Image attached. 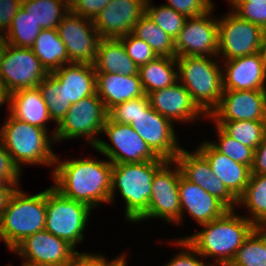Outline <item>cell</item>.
<instances>
[{"mask_svg":"<svg viewBox=\"0 0 266 266\" xmlns=\"http://www.w3.org/2000/svg\"><path fill=\"white\" fill-rule=\"evenodd\" d=\"M56 157L53 181L63 196L87 204L91 209L99 203H110L113 164L92 159L58 160Z\"/></svg>","mask_w":266,"mask_h":266,"instance_id":"cell-1","label":"cell"},{"mask_svg":"<svg viewBox=\"0 0 266 266\" xmlns=\"http://www.w3.org/2000/svg\"><path fill=\"white\" fill-rule=\"evenodd\" d=\"M200 226L204 227L203 230L184 239L202 259L216 257V263L211 266H229L238 248L255 228L252 222L237 215L234 209H229L221 217Z\"/></svg>","mask_w":266,"mask_h":266,"instance_id":"cell-2","label":"cell"},{"mask_svg":"<svg viewBox=\"0 0 266 266\" xmlns=\"http://www.w3.org/2000/svg\"><path fill=\"white\" fill-rule=\"evenodd\" d=\"M167 162L159 158L139 163L113 164L110 203L116 189L125 200V217L134 223L147 211L155 173Z\"/></svg>","mask_w":266,"mask_h":266,"instance_id":"cell-3","label":"cell"},{"mask_svg":"<svg viewBox=\"0 0 266 266\" xmlns=\"http://www.w3.org/2000/svg\"><path fill=\"white\" fill-rule=\"evenodd\" d=\"M0 129V139L11 155L14 164L55 165L56 157L52 151L55 138L48 137V130L16 119L10 113Z\"/></svg>","mask_w":266,"mask_h":266,"instance_id":"cell-4","label":"cell"},{"mask_svg":"<svg viewBox=\"0 0 266 266\" xmlns=\"http://www.w3.org/2000/svg\"><path fill=\"white\" fill-rule=\"evenodd\" d=\"M178 80L193 102L208 117L219 105L223 94V71L210 56H179Z\"/></svg>","mask_w":266,"mask_h":266,"instance_id":"cell-5","label":"cell"},{"mask_svg":"<svg viewBox=\"0 0 266 266\" xmlns=\"http://www.w3.org/2000/svg\"><path fill=\"white\" fill-rule=\"evenodd\" d=\"M1 233L8 250L25 237L45 229L46 190L35 195L16 190L0 216Z\"/></svg>","mask_w":266,"mask_h":266,"instance_id":"cell-6","label":"cell"},{"mask_svg":"<svg viewBox=\"0 0 266 266\" xmlns=\"http://www.w3.org/2000/svg\"><path fill=\"white\" fill-rule=\"evenodd\" d=\"M91 210L87 204L69 199L51 186L46 190L45 230L75 248L84 239Z\"/></svg>","mask_w":266,"mask_h":266,"instance_id":"cell-7","label":"cell"},{"mask_svg":"<svg viewBox=\"0 0 266 266\" xmlns=\"http://www.w3.org/2000/svg\"><path fill=\"white\" fill-rule=\"evenodd\" d=\"M107 118L108 111L96 93L71 104L52 136L55 142L84 136L94 148L100 140L95 135L102 132Z\"/></svg>","mask_w":266,"mask_h":266,"instance_id":"cell-8","label":"cell"},{"mask_svg":"<svg viewBox=\"0 0 266 266\" xmlns=\"http://www.w3.org/2000/svg\"><path fill=\"white\" fill-rule=\"evenodd\" d=\"M266 31L240 18L232 10L218 19V55L226 60L261 52ZM223 53V54H222Z\"/></svg>","mask_w":266,"mask_h":266,"instance_id":"cell-9","label":"cell"},{"mask_svg":"<svg viewBox=\"0 0 266 266\" xmlns=\"http://www.w3.org/2000/svg\"><path fill=\"white\" fill-rule=\"evenodd\" d=\"M48 74L31 48L4 42L0 82L8 95L20 89L36 88Z\"/></svg>","mask_w":266,"mask_h":266,"instance_id":"cell-10","label":"cell"},{"mask_svg":"<svg viewBox=\"0 0 266 266\" xmlns=\"http://www.w3.org/2000/svg\"><path fill=\"white\" fill-rule=\"evenodd\" d=\"M102 133L108 136L112 146L104 140H99L94 149L109 158L112 164L139 163L159 159L128 124H120L107 118Z\"/></svg>","mask_w":266,"mask_h":266,"instance_id":"cell-11","label":"cell"},{"mask_svg":"<svg viewBox=\"0 0 266 266\" xmlns=\"http://www.w3.org/2000/svg\"><path fill=\"white\" fill-rule=\"evenodd\" d=\"M172 164L176 165L175 169H170ZM179 179V165L175 161H167L155 173L148 209L136 222L154 217L163 218L171 224L177 223L181 219Z\"/></svg>","mask_w":266,"mask_h":266,"instance_id":"cell-12","label":"cell"},{"mask_svg":"<svg viewBox=\"0 0 266 266\" xmlns=\"http://www.w3.org/2000/svg\"><path fill=\"white\" fill-rule=\"evenodd\" d=\"M213 7L203 15L186 18L183 29L174 40L176 57L213 56L218 54V19L210 15ZM211 16V17H210Z\"/></svg>","mask_w":266,"mask_h":266,"instance_id":"cell-13","label":"cell"},{"mask_svg":"<svg viewBox=\"0 0 266 266\" xmlns=\"http://www.w3.org/2000/svg\"><path fill=\"white\" fill-rule=\"evenodd\" d=\"M57 31L66 46L69 63H94L101 38L92 20L69 12Z\"/></svg>","mask_w":266,"mask_h":266,"instance_id":"cell-14","label":"cell"},{"mask_svg":"<svg viewBox=\"0 0 266 266\" xmlns=\"http://www.w3.org/2000/svg\"><path fill=\"white\" fill-rule=\"evenodd\" d=\"M134 131L162 159L174 161L181 150L172 122L151 106L141 111L130 124Z\"/></svg>","mask_w":266,"mask_h":266,"instance_id":"cell-15","label":"cell"},{"mask_svg":"<svg viewBox=\"0 0 266 266\" xmlns=\"http://www.w3.org/2000/svg\"><path fill=\"white\" fill-rule=\"evenodd\" d=\"M12 251L26 262L41 266H64L77 252L71 244L45 229L25 237Z\"/></svg>","mask_w":266,"mask_h":266,"instance_id":"cell-16","label":"cell"},{"mask_svg":"<svg viewBox=\"0 0 266 266\" xmlns=\"http://www.w3.org/2000/svg\"><path fill=\"white\" fill-rule=\"evenodd\" d=\"M213 121H266V90H224Z\"/></svg>","mask_w":266,"mask_h":266,"instance_id":"cell-17","label":"cell"},{"mask_svg":"<svg viewBox=\"0 0 266 266\" xmlns=\"http://www.w3.org/2000/svg\"><path fill=\"white\" fill-rule=\"evenodd\" d=\"M174 161L187 180L217 197L229 209H235V204L238 205V199L213 174L207 159L197 149L191 153L181 148Z\"/></svg>","mask_w":266,"mask_h":266,"instance_id":"cell-18","label":"cell"},{"mask_svg":"<svg viewBox=\"0 0 266 266\" xmlns=\"http://www.w3.org/2000/svg\"><path fill=\"white\" fill-rule=\"evenodd\" d=\"M146 0H112L95 18L100 38H121L132 33L145 14Z\"/></svg>","mask_w":266,"mask_h":266,"instance_id":"cell-19","label":"cell"},{"mask_svg":"<svg viewBox=\"0 0 266 266\" xmlns=\"http://www.w3.org/2000/svg\"><path fill=\"white\" fill-rule=\"evenodd\" d=\"M150 106L171 122H194L205 114L193 102L190 93L177 81L171 86L156 90L148 95ZM174 120V121H173Z\"/></svg>","mask_w":266,"mask_h":266,"instance_id":"cell-20","label":"cell"},{"mask_svg":"<svg viewBox=\"0 0 266 266\" xmlns=\"http://www.w3.org/2000/svg\"><path fill=\"white\" fill-rule=\"evenodd\" d=\"M224 90H266V70L261 52L224 61Z\"/></svg>","mask_w":266,"mask_h":266,"instance_id":"cell-21","label":"cell"},{"mask_svg":"<svg viewBox=\"0 0 266 266\" xmlns=\"http://www.w3.org/2000/svg\"><path fill=\"white\" fill-rule=\"evenodd\" d=\"M179 196L181 207V219L182 221L183 211L187 210V213L198 221L199 225H203L213 221L224 215L229 208L217 197L211 195L206 190L202 189L195 183L187 180L181 173L179 179Z\"/></svg>","mask_w":266,"mask_h":266,"instance_id":"cell-22","label":"cell"},{"mask_svg":"<svg viewBox=\"0 0 266 266\" xmlns=\"http://www.w3.org/2000/svg\"><path fill=\"white\" fill-rule=\"evenodd\" d=\"M204 142L197 150L207 159L213 174L238 199L245 191L251 176V168L218 152L210 143Z\"/></svg>","mask_w":266,"mask_h":266,"instance_id":"cell-23","label":"cell"},{"mask_svg":"<svg viewBox=\"0 0 266 266\" xmlns=\"http://www.w3.org/2000/svg\"><path fill=\"white\" fill-rule=\"evenodd\" d=\"M51 74L57 79L60 89L70 104L96 94V71L93 64L69 63Z\"/></svg>","mask_w":266,"mask_h":266,"instance_id":"cell-24","label":"cell"},{"mask_svg":"<svg viewBox=\"0 0 266 266\" xmlns=\"http://www.w3.org/2000/svg\"><path fill=\"white\" fill-rule=\"evenodd\" d=\"M96 93L107 111L117 104L145 95L139 75L96 73Z\"/></svg>","mask_w":266,"mask_h":266,"instance_id":"cell-25","label":"cell"},{"mask_svg":"<svg viewBox=\"0 0 266 266\" xmlns=\"http://www.w3.org/2000/svg\"><path fill=\"white\" fill-rule=\"evenodd\" d=\"M10 114L18 120L27 122L47 130L46 122L52 119L48 108L42 98L41 92L36 88L20 89L8 95Z\"/></svg>","mask_w":266,"mask_h":266,"instance_id":"cell-26","label":"cell"},{"mask_svg":"<svg viewBox=\"0 0 266 266\" xmlns=\"http://www.w3.org/2000/svg\"><path fill=\"white\" fill-rule=\"evenodd\" d=\"M93 66L96 73L139 75V67L127 55L122 41L117 38H101L99 40Z\"/></svg>","mask_w":266,"mask_h":266,"instance_id":"cell-27","label":"cell"},{"mask_svg":"<svg viewBox=\"0 0 266 266\" xmlns=\"http://www.w3.org/2000/svg\"><path fill=\"white\" fill-rule=\"evenodd\" d=\"M31 49L48 73L69 64L66 46L59 37L57 28L42 29Z\"/></svg>","mask_w":266,"mask_h":266,"instance_id":"cell-28","label":"cell"},{"mask_svg":"<svg viewBox=\"0 0 266 266\" xmlns=\"http://www.w3.org/2000/svg\"><path fill=\"white\" fill-rule=\"evenodd\" d=\"M177 59L157 57L139 67V76L146 95L171 86L178 81Z\"/></svg>","mask_w":266,"mask_h":266,"instance_id":"cell-29","label":"cell"},{"mask_svg":"<svg viewBox=\"0 0 266 266\" xmlns=\"http://www.w3.org/2000/svg\"><path fill=\"white\" fill-rule=\"evenodd\" d=\"M22 8L42 29L57 28L70 12L69 0H23Z\"/></svg>","mask_w":266,"mask_h":266,"instance_id":"cell-30","label":"cell"},{"mask_svg":"<svg viewBox=\"0 0 266 266\" xmlns=\"http://www.w3.org/2000/svg\"><path fill=\"white\" fill-rule=\"evenodd\" d=\"M132 34L145 41L158 57L176 58L174 40L146 13L134 25Z\"/></svg>","mask_w":266,"mask_h":266,"instance_id":"cell-31","label":"cell"},{"mask_svg":"<svg viewBox=\"0 0 266 266\" xmlns=\"http://www.w3.org/2000/svg\"><path fill=\"white\" fill-rule=\"evenodd\" d=\"M239 204L251 212L252 216L246 218L255 226L266 225V175L251 174L244 193L238 198Z\"/></svg>","mask_w":266,"mask_h":266,"instance_id":"cell-32","label":"cell"},{"mask_svg":"<svg viewBox=\"0 0 266 266\" xmlns=\"http://www.w3.org/2000/svg\"><path fill=\"white\" fill-rule=\"evenodd\" d=\"M229 266H266V225L255 226Z\"/></svg>","mask_w":266,"mask_h":266,"instance_id":"cell-33","label":"cell"},{"mask_svg":"<svg viewBox=\"0 0 266 266\" xmlns=\"http://www.w3.org/2000/svg\"><path fill=\"white\" fill-rule=\"evenodd\" d=\"M227 135L237 142L255 149L266 136V121H214Z\"/></svg>","mask_w":266,"mask_h":266,"instance_id":"cell-34","label":"cell"},{"mask_svg":"<svg viewBox=\"0 0 266 266\" xmlns=\"http://www.w3.org/2000/svg\"><path fill=\"white\" fill-rule=\"evenodd\" d=\"M42 28L21 7L13 18L10 28L1 38L7 44L21 48H32Z\"/></svg>","mask_w":266,"mask_h":266,"instance_id":"cell-35","label":"cell"},{"mask_svg":"<svg viewBox=\"0 0 266 266\" xmlns=\"http://www.w3.org/2000/svg\"><path fill=\"white\" fill-rule=\"evenodd\" d=\"M37 87L47 105L50 118L58 124L71 106L65 98L63 89H60L57 79L51 73Z\"/></svg>","mask_w":266,"mask_h":266,"instance_id":"cell-36","label":"cell"},{"mask_svg":"<svg viewBox=\"0 0 266 266\" xmlns=\"http://www.w3.org/2000/svg\"><path fill=\"white\" fill-rule=\"evenodd\" d=\"M145 13L173 40L177 38L186 21V17L181 13L167 7L165 4L159 7L151 5L150 0H146Z\"/></svg>","mask_w":266,"mask_h":266,"instance_id":"cell-37","label":"cell"},{"mask_svg":"<svg viewBox=\"0 0 266 266\" xmlns=\"http://www.w3.org/2000/svg\"><path fill=\"white\" fill-rule=\"evenodd\" d=\"M217 130L218 143L210 141L209 143L221 154L226 155L230 159L240 164L252 167L254 161V150L227 135L218 125Z\"/></svg>","mask_w":266,"mask_h":266,"instance_id":"cell-38","label":"cell"},{"mask_svg":"<svg viewBox=\"0 0 266 266\" xmlns=\"http://www.w3.org/2000/svg\"><path fill=\"white\" fill-rule=\"evenodd\" d=\"M149 106V98L145 94L142 97L115 105L108 111V118L113 122L130 125L139 113L145 111Z\"/></svg>","mask_w":266,"mask_h":266,"instance_id":"cell-39","label":"cell"},{"mask_svg":"<svg viewBox=\"0 0 266 266\" xmlns=\"http://www.w3.org/2000/svg\"><path fill=\"white\" fill-rule=\"evenodd\" d=\"M119 39L122 41L127 55L138 67L153 61L158 57L145 41L137 38L132 33H129Z\"/></svg>","mask_w":266,"mask_h":266,"instance_id":"cell-40","label":"cell"},{"mask_svg":"<svg viewBox=\"0 0 266 266\" xmlns=\"http://www.w3.org/2000/svg\"><path fill=\"white\" fill-rule=\"evenodd\" d=\"M240 18L261 26L266 31V3H231Z\"/></svg>","mask_w":266,"mask_h":266,"instance_id":"cell-41","label":"cell"},{"mask_svg":"<svg viewBox=\"0 0 266 266\" xmlns=\"http://www.w3.org/2000/svg\"><path fill=\"white\" fill-rule=\"evenodd\" d=\"M167 7L181 13L186 18L200 16L214 7L211 0H166Z\"/></svg>","mask_w":266,"mask_h":266,"instance_id":"cell-42","label":"cell"},{"mask_svg":"<svg viewBox=\"0 0 266 266\" xmlns=\"http://www.w3.org/2000/svg\"><path fill=\"white\" fill-rule=\"evenodd\" d=\"M174 242L175 245H179L184 250L172 258L168 264L166 263V265L163 266H211V263L206 264L196 258L198 256L201 257V255L188 243L186 239L181 237V239L179 238V240Z\"/></svg>","mask_w":266,"mask_h":266,"instance_id":"cell-43","label":"cell"},{"mask_svg":"<svg viewBox=\"0 0 266 266\" xmlns=\"http://www.w3.org/2000/svg\"><path fill=\"white\" fill-rule=\"evenodd\" d=\"M112 0H69L70 12L92 21Z\"/></svg>","mask_w":266,"mask_h":266,"instance_id":"cell-44","label":"cell"},{"mask_svg":"<svg viewBox=\"0 0 266 266\" xmlns=\"http://www.w3.org/2000/svg\"><path fill=\"white\" fill-rule=\"evenodd\" d=\"M123 257L120 255V257L108 262L100 254L79 253L77 251L64 266H115Z\"/></svg>","mask_w":266,"mask_h":266,"instance_id":"cell-45","label":"cell"},{"mask_svg":"<svg viewBox=\"0 0 266 266\" xmlns=\"http://www.w3.org/2000/svg\"><path fill=\"white\" fill-rule=\"evenodd\" d=\"M23 0H0V31L6 33ZM0 32V36H2Z\"/></svg>","mask_w":266,"mask_h":266,"instance_id":"cell-46","label":"cell"},{"mask_svg":"<svg viewBox=\"0 0 266 266\" xmlns=\"http://www.w3.org/2000/svg\"><path fill=\"white\" fill-rule=\"evenodd\" d=\"M0 174L8 182H20L21 170L14 164L0 139Z\"/></svg>","mask_w":266,"mask_h":266,"instance_id":"cell-47","label":"cell"},{"mask_svg":"<svg viewBox=\"0 0 266 266\" xmlns=\"http://www.w3.org/2000/svg\"><path fill=\"white\" fill-rule=\"evenodd\" d=\"M251 174L266 175V136L254 151V161Z\"/></svg>","mask_w":266,"mask_h":266,"instance_id":"cell-48","label":"cell"},{"mask_svg":"<svg viewBox=\"0 0 266 266\" xmlns=\"http://www.w3.org/2000/svg\"><path fill=\"white\" fill-rule=\"evenodd\" d=\"M17 187L19 188V186H0V216Z\"/></svg>","mask_w":266,"mask_h":266,"instance_id":"cell-49","label":"cell"},{"mask_svg":"<svg viewBox=\"0 0 266 266\" xmlns=\"http://www.w3.org/2000/svg\"><path fill=\"white\" fill-rule=\"evenodd\" d=\"M8 102V94L6 93L2 83L0 82V106L2 104H5V102Z\"/></svg>","mask_w":266,"mask_h":266,"instance_id":"cell-50","label":"cell"},{"mask_svg":"<svg viewBox=\"0 0 266 266\" xmlns=\"http://www.w3.org/2000/svg\"><path fill=\"white\" fill-rule=\"evenodd\" d=\"M19 182H8L1 174H0V186H19Z\"/></svg>","mask_w":266,"mask_h":266,"instance_id":"cell-51","label":"cell"},{"mask_svg":"<svg viewBox=\"0 0 266 266\" xmlns=\"http://www.w3.org/2000/svg\"><path fill=\"white\" fill-rule=\"evenodd\" d=\"M230 3H266V0H228Z\"/></svg>","mask_w":266,"mask_h":266,"instance_id":"cell-52","label":"cell"},{"mask_svg":"<svg viewBox=\"0 0 266 266\" xmlns=\"http://www.w3.org/2000/svg\"><path fill=\"white\" fill-rule=\"evenodd\" d=\"M261 53H262V56H263V61H264L265 70H266V37L264 39V42H263V45H262V48H261Z\"/></svg>","mask_w":266,"mask_h":266,"instance_id":"cell-53","label":"cell"},{"mask_svg":"<svg viewBox=\"0 0 266 266\" xmlns=\"http://www.w3.org/2000/svg\"><path fill=\"white\" fill-rule=\"evenodd\" d=\"M3 55H4V41L2 38H0V66H1Z\"/></svg>","mask_w":266,"mask_h":266,"instance_id":"cell-54","label":"cell"},{"mask_svg":"<svg viewBox=\"0 0 266 266\" xmlns=\"http://www.w3.org/2000/svg\"><path fill=\"white\" fill-rule=\"evenodd\" d=\"M125 256L126 255H124V257L115 266H127Z\"/></svg>","mask_w":266,"mask_h":266,"instance_id":"cell-55","label":"cell"},{"mask_svg":"<svg viewBox=\"0 0 266 266\" xmlns=\"http://www.w3.org/2000/svg\"><path fill=\"white\" fill-rule=\"evenodd\" d=\"M22 266H41V265H38V264H33V263H29V262H23V265Z\"/></svg>","mask_w":266,"mask_h":266,"instance_id":"cell-56","label":"cell"},{"mask_svg":"<svg viewBox=\"0 0 266 266\" xmlns=\"http://www.w3.org/2000/svg\"><path fill=\"white\" fill-rule=\"evenodd\" d=\"M0 240L4 241V239L2 237V233H1V222H0Z\"/></svg>","mask_w":266,"mask_h":266,"instance_id":"cell-57","label":"cell"}]
</instances>
